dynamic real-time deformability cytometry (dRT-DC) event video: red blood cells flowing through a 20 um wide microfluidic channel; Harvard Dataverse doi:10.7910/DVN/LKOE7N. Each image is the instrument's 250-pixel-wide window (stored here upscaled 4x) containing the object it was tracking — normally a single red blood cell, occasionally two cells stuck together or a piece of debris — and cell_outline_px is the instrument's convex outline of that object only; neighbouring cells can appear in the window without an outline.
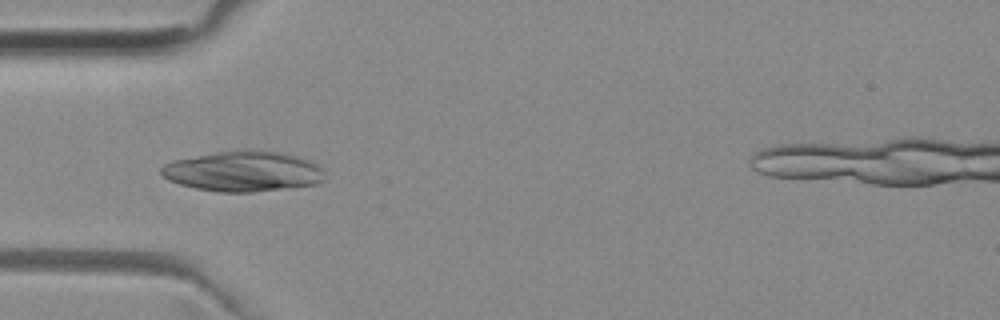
{"species": "common noctule bat (a hibernating species)", "species_latin": "Nyctalus noctula", "temperature_condition": "room temperature", "stored_images_in_passage": 12, "camera_frame_rate_fps": 3000, "um_per_image_px": 0.085, "animal": {"sex": "female", "body_mass_g": 29.2, "forearm_length_mm": 56.3}, "frame": {"image": 1, "passage_image": 6, "time_ms": 1.667, "image_size_px": [1000, 320], "cell_outline_px": [[324, 180], [316, 184], [252, 192], [216, 192], [196, 188], [180, 184], [168, 180], [160, 172], [160, 168], [164, 164], [172, 160], [220, 152], [248, 148], [252, 148], [276, 152], [296, 156], [308, 160], [316, 164], [324, 172]], "centroid_in_image_um": [20.65, 14.56], "position_along_channel_um": 64.3, "area_um2": 38.38}}
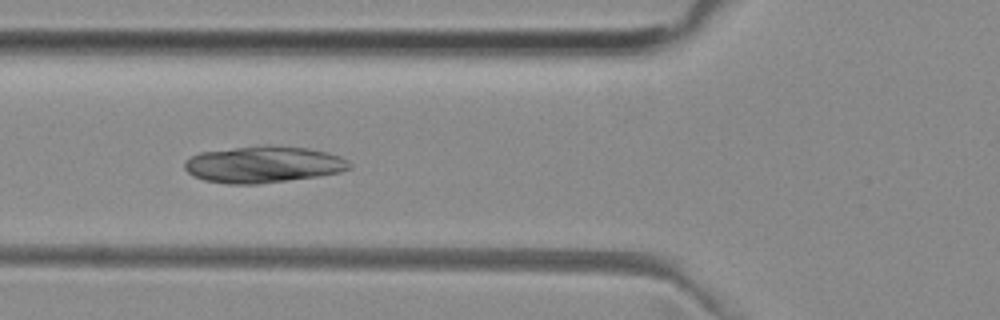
{"frame": {"image": 2, "passage_image": 9, "time_ms": 2.667, "image_size_px": [1000, 320], "cell_outline_px": [[352, 168], [340, 172], [320, 176], [260, 184], [228, 184], [204, 180], [192, 176], [184, 168], [184, 164], [192, 156], [200, 152], [264, 144], [268, 144], [308, 148], [328, 152], [340, 156], [348, 160], [352, 164]], "centroid_in_image_um": [22.43, 13.97], "position_along_channel_um": 103.4, "area_um2": 35.6}}